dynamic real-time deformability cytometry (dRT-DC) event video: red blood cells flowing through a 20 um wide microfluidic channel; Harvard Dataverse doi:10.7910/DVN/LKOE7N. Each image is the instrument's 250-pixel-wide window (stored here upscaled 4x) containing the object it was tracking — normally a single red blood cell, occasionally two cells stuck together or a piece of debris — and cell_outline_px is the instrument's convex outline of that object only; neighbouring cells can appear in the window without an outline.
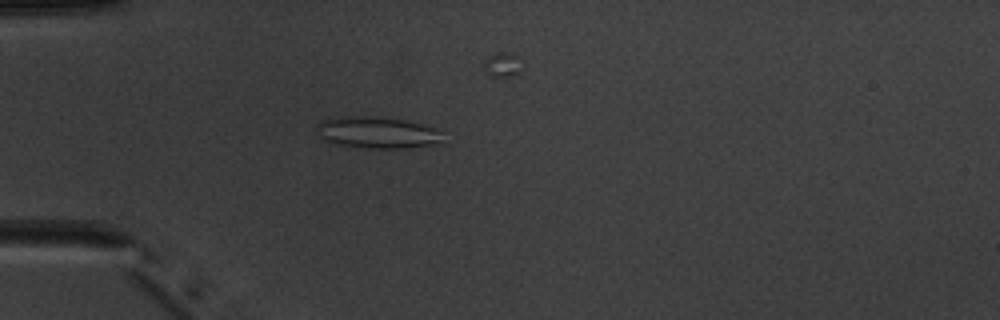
{"species": "common noctule bat (a hibernating species)", "species_latin": "Nyctalus noctula", "temperature_condition": "warm", "stored_images_in_passage": 4, "camera_frame_rate_fps": 3000, "um_per_image_px": 0.085, "animal": {"sex": "male", "body_mass_g": 20.1, "forearm_length_mm": 53.5}, "frame": {"image": 1, "passage_image": 4, "time_ms": 3.333, "image_size_px": [1000, 320], "cell_outline_px": [[448, 144], [408, 148], [368, 148], [336, 144], [320, 136], [316, 128], [316, 124], [324, 120], [340, 116], [364, 116], [404, 120], [444, 128]], "centroid_in_image_um": [32.31, 11.28], "position_along_channel_um": 52.7, "area_um2": 24.04}}